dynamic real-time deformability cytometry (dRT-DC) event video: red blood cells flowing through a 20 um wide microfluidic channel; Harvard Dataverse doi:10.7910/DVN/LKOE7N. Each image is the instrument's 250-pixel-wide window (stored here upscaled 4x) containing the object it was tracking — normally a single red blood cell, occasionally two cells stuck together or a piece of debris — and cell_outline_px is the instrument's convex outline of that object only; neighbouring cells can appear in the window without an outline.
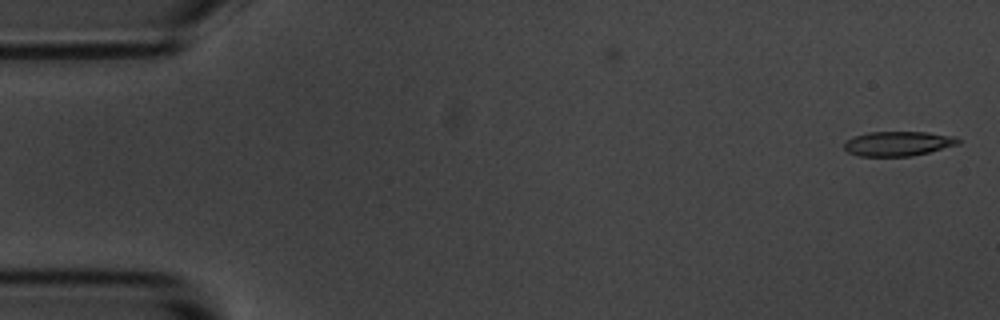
{"species": "common noctule bat (a hibernating species)", "species_latin": "Nyctalus noctula", "temperature_condition": "room temperature", "stored_images_in_passage": 12, "camera_frame_rate_fps": 3000, "um_per_image_px": 0.085, "animal": {"sex": "male", "body_mass_g": 20.1, "forearm_length_mm": 53.5}, "frame": {"image": 1, "passage_image": 1, "time_ms": 0.0, "image_size_px": [1000, 320], "cell_outline_px": [[960, 144], [912, 156], [860, 156], [848, 152], [844, 148], [844, 144], [852, 136], [868, 132], [928, 132], [956, 136], [960, 140]], "centroid_in_image_um": [76.35, 12.2], "position_along_channel_um": 8.6, "area_um2": 16.42}}
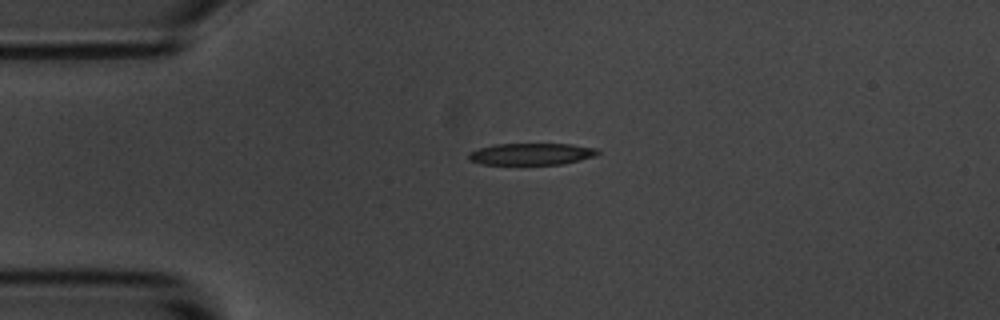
{"frame": {"image": 2, "passage_image": 12, "time_ms": 3.667, "image_size_px": [1000, 320], "cell_outline_px": [[600, 152], [596, 156], [564, 164], [480, 164], [468, 160], [468, 152], [492, 144], [572, 144], [600, 148]], "centroid_in_image_um": [45.2, 13.08], "position_along_channel_um": 39.8, "area_um2": 16.59}}